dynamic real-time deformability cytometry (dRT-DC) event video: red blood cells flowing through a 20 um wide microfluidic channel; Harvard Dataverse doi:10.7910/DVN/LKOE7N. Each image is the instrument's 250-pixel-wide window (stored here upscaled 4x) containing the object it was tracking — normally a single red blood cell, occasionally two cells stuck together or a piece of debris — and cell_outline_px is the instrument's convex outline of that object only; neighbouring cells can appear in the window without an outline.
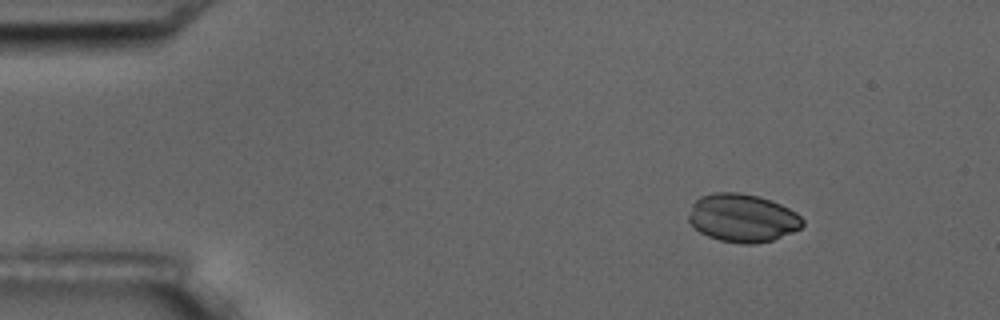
{"species": "common noctule bat (a hibernating species)", "species_latin": "Nyctalus noctula", "temperature_condition": "room temperature", "stored_images_in_passage": 4, "camera_frame_rate_fps": 3000, "um_per_image_px": 0.085, "animal": {"sex": "male", "body_mass_g": 17.5, "forearm_length_mm": 52.3}, "frame": {"image": 1, "passage_image": 1, "time_ms": 0.0, "image_size_px": [1000, 320], "cell_outline_px": [[804, 224], [800, 228], [792, 232], [772, 240], [756, 244], [740, 244], [720, 240], [708, 236], [700, 232], [688, 220], [688, 216], [692, 204], [700, 196], [716, 192], [740, 192], [772, 200], [796, 212], [804, 220]], "centroid_in_image_um": [63.11, 18.53], "position_along_channel_um": 21.9, "area_um2": 31.96}}